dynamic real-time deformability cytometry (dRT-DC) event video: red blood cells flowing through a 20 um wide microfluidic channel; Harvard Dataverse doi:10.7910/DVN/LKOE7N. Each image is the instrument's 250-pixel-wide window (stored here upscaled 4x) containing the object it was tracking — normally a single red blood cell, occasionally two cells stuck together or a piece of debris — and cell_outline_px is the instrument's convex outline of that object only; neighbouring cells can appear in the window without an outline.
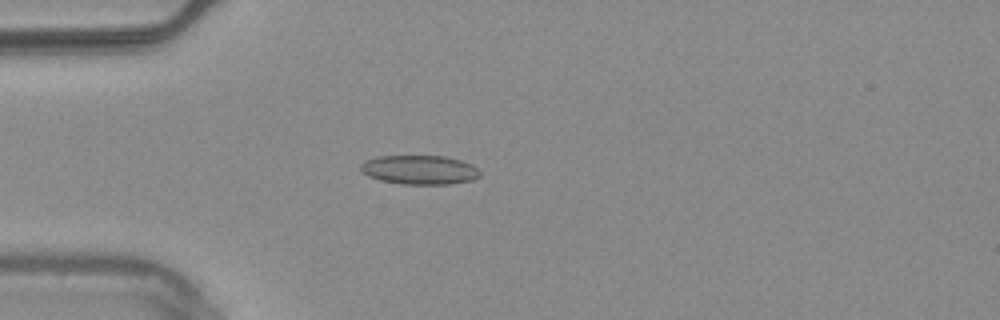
{"species": "common noctule bat (a hibernating species)", "species_latin": "Nyctalus noctula", "temperature_condition": "warm", "stored_images_in_passage": 55, "camera_frame_rate_fps": 3000, "um_per_image_px": 0.085, "animal": {"sex": "male", "body_mass_g": 20.4}, "frame": {"image": 1, "passage_image": 16, "time_ms": 5.0, "image_size_px": [1000, 320], "cell_outline_px": [[480, 176], [472, 180], [448, 184], [400, 184], [380, 180], [368, 176], [360, 168], [360, 164], [364, 160], [376, 156], [444, 156], [460, 160], [472, 164], [480, 172]], "centroid_in_image_um": [35.64, 14.43], "position_along_channel_um": 49.4, "area_um2": 20.29}}
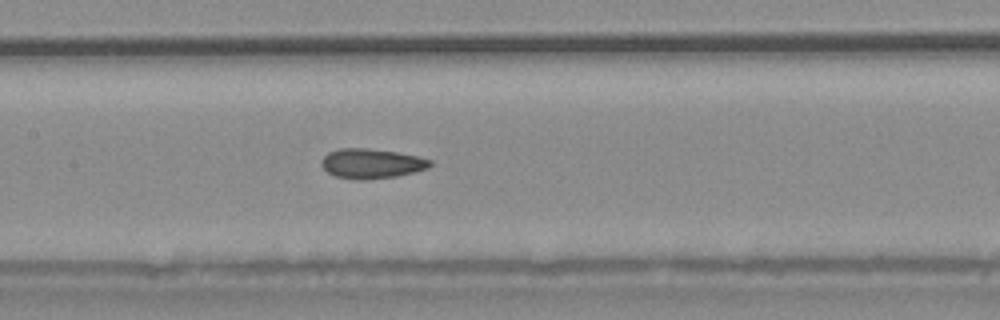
{"frame": {"image": 2, "passage_image": 27, "time_ms": 8.667, "image_size_px": [1000, 320], "cell_outline_px": [[432, 164], [428, 168], [396, 176], [364, 180], [356, 180], [336, 176], [328, 172], [320, 164], [320, 160], [328, 152], [340, 148], [368, 148], [396, 152], [416, 156], [432, 160]], "centroid_in_image_um": [31.55, 13.9], "position_along_channel_um": 175.9, "area_um2": 18.79}}
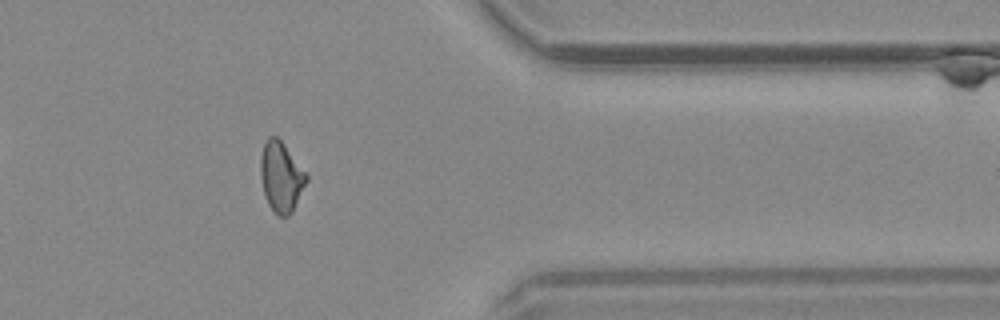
{"frame": {"image": 3, "passage_image": 45, "time_ms": 14.667, "image_size_px": [1000, 320], "cell_outline_px": [[308, 180], [292, 212], [288, 216], [276, 216], [268, 204], [264, 196], [260, 176], [260, 156], [264, 144], [268, 136], [276, 136], [284, 144], [308, 172]], "centroid_in_image_um": [23.9, 15.03], "position_along_channel_um": 387.5, "area_um2": 19.13}, "authors_computed_cell_mechanics": {"area_um2": 18.785, "velocity_mm_per_s": 3.7731, "shape_relaxation_time_tau1_ms": 9.723, "shape_relaxation_time_tau2_ms": 2.7526, "deformation_change_tau1": 0.1506, "deformation_change_tau2": 0.0954}}